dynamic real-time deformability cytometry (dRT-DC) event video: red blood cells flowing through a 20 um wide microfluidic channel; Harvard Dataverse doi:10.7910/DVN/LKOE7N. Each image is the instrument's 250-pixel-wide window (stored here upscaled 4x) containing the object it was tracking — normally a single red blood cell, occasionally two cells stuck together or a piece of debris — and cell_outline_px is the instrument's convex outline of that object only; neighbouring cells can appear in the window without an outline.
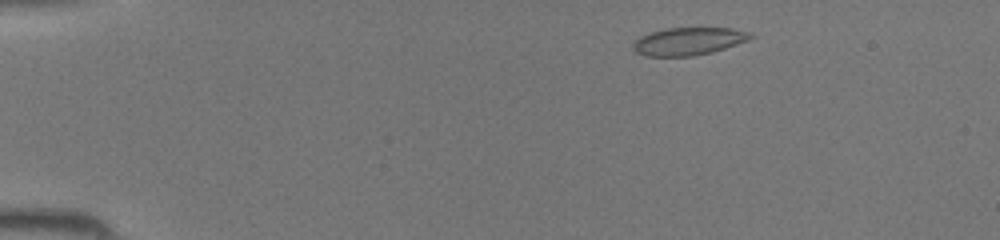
{"species": "common noctule bat (a hibernating species)", "species_latin": "Nyctalus noctula", "temperature_condition": "room temperature", "stored_images_in_passage": 36, "camera_frame_rate_fps": 3000, "um_per_image_px": 0.085, "animal": {"sex": "female", "body_mass_g": 19.5, "forearm_length_mm": 54.1}, "frame": {"image": 1, "passage_image": 3, "time_ms": 0.667, "image_size_px": [1000, 240], "cell_outline_px": [[756, 36], [748, 40], [712, 52], [696, 56], [644, 56], [636, 52], [632, 48], [632, 44], [640, 36], [648, 32], [664, 28], [732, 28], [752, 32]], "centroid_in_image_um": [58.51, 3.5], "position_along_channel_um": 26.5, "area_um2": 19.19}}
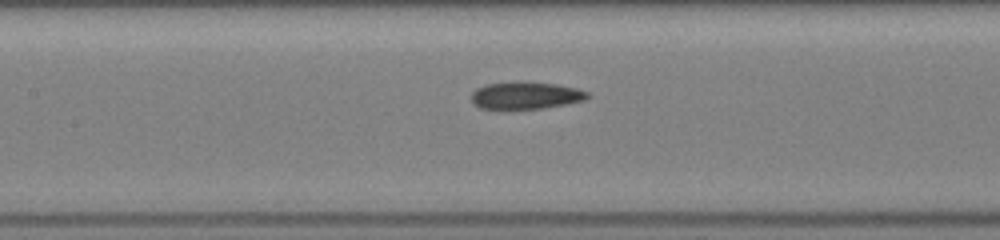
{"frame": {"image": 2, "passage_image": 17, "time_ms": 5.333, "image_size_px": [1000, 240], "cell_outline_px": [[592, 96], [584, 100], [568, 104], [544, 108], [480, 108], [472, 104], [472, 92], [476, 88], [484, 84], [512, 80], [520, 80], [556, 84], [576, 88], [588, 92]], "centroid_in_image_um": [44.68, 8.08], "position_along_channel_um": 162.7, "area_um2": 18.84}}
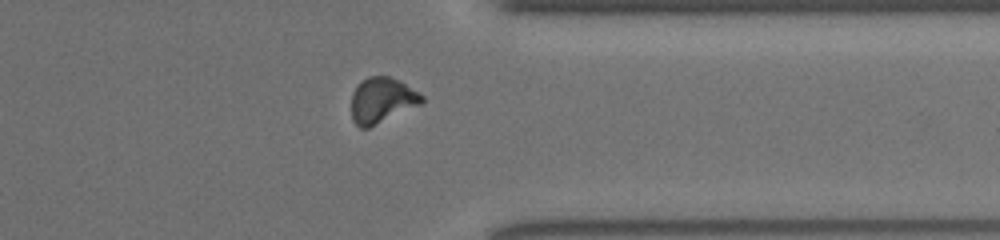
{"frame": {"image": 3, "passage_image": 31, "time_ms": 10.0, "image_size_px": [1000, 240], "cell_outline_px": [[424, 100], [420, 104], [368, 128], [360, 128], [352, 120], [352, 92], [360, 80], [368, 76], [388, 76], [400, 80], [420, 92], [424, 96]], "centroid_in_image_um": [32.45, 8.49], "position_along_channel_um": 378.9, "area_um2": 18.73}}